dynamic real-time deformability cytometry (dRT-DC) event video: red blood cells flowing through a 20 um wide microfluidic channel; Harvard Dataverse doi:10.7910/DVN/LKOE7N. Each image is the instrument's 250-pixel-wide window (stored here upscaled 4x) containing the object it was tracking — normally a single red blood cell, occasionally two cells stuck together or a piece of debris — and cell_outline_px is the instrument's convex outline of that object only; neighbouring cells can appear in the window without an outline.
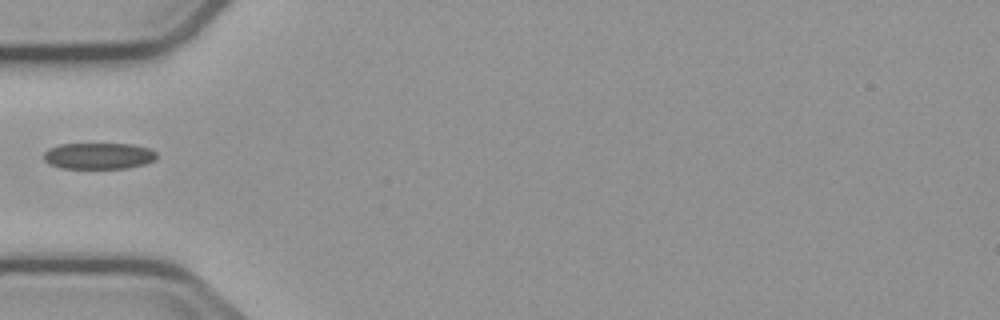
{"species": "common noctule bat (a hibernating species)", "species_latin": "Nyctalus noctula", "temperature_condition": "cold", "stored_images_in_passage": 1, "camera_frame_rate_fps": 3000, "um_per_image_px": 0.085, "animal": {"sex": "male", "body_mass_g": 23.1, "forearm_length_mm": 52.7}, "frame": {"image": 1, "passage_image": 1, "time_ms": 0.0, "image_size_px": [1000, 320], "cell_outline_px": [[156, 156], [152, 160], [144, 164], [128, 168], [60, 168], [48, 164], [44, 160], [44, 152], [48, 148], [60, 144], [132, 144], [148, 148], [156, 152]], "centroid_in_image_um": [8.33, 13.25], "position_along_channel_um": 76.7, "area_um2": 17.28}}